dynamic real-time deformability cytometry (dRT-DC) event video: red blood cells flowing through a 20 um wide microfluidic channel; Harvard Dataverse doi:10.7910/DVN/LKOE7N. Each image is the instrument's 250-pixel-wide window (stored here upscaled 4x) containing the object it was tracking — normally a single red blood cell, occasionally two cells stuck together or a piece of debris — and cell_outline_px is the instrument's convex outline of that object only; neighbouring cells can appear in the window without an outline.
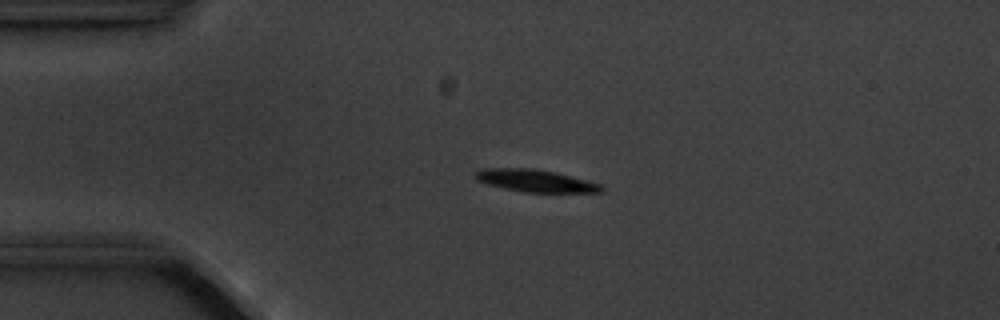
{"species": "common noctule bat (a hibernating species)", "species_latin": "Nyctalus noctula", "temperature_condition": "cold", "stored_images_in_passage": 4, "camera_frame_rate_fps": 3000, "um_per_image_px": 0.085, "animal": {"sex": "male", "body_mass_g": 20.1, "forearm_length_mm": 53.5}, "frame": {"image": 1, "passage_image": 2, "time_ms": 1.0, "image_size_px": [1000, 320], "cell_outline_px": [[604, 192], [524, 192], [504, 188], [488, 184], [476, 180], [476, 172], [484, 168], [532, 168], [556, 172], [600, 184], [604, 188]], "centroid_in_image_um": [45.52, 15.36], "position_along_channel_um": 39.5, "area_um2": 16.18}}